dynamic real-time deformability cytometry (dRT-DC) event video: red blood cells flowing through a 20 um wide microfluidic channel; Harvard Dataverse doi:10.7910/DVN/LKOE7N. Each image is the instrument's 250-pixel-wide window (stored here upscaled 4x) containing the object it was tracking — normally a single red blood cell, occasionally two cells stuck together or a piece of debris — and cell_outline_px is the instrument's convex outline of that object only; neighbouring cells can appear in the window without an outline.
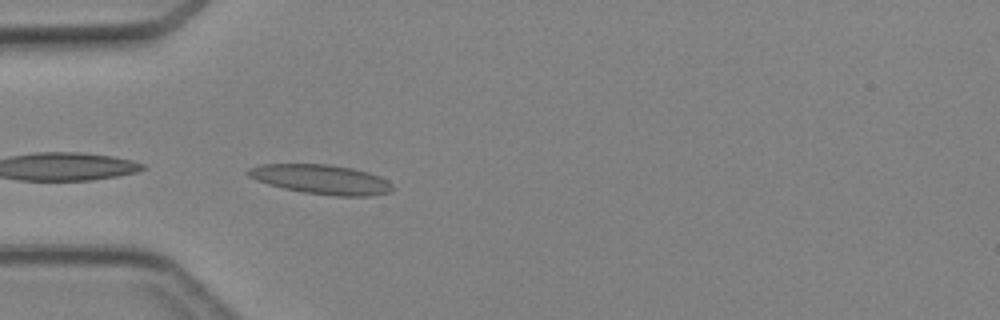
{"species": "Egyptian fruit bat (a non-hibernating species)", "species_latin": "Rousettus aegyptiacus", "temperature_condition": "cold", "stored_images_in_passage": 9, "camera_frame_rate_fps": 3000, "um_per_image_px": 0.085, "animal": {"sex": "female"}, "frame": {"image": 1, "passage_image": 1, "time_ms": 0.0, "image_size_px": [1000, 320], "cell_outline_px": [[396, 188], [392, 192], [368, 196], [336, 196], [300, 192], [268, 184], [256, 180], [248, 176], [244, 172], [248, 168], [260, 164], [328, 164], [352, 168], [368, 172], [380, 176], [388, 180]], "centroid_in_image_um": [27.32, 15.25], "position_along_channel_um": 57.7, "area_um2": 25.14}}